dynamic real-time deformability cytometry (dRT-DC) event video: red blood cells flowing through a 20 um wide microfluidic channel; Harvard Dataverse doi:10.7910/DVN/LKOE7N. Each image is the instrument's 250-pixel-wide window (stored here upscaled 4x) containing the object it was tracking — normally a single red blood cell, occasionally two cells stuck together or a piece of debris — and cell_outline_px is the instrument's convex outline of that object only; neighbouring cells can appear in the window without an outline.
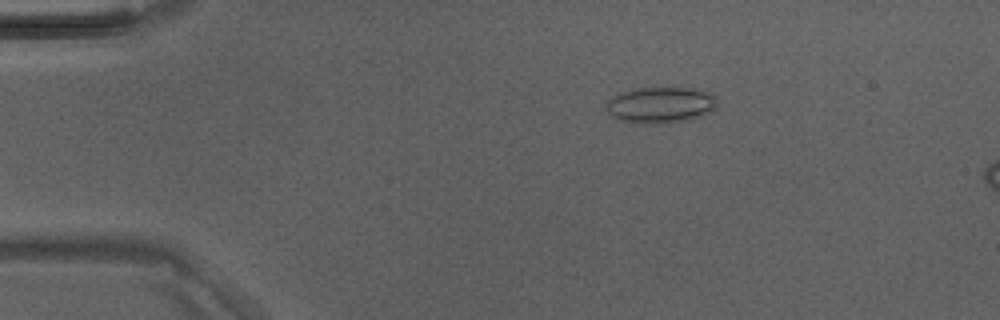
{"species": "Egyptian fruit bat (a non-hibernating species)", "species_latin": "Rousettus aegyptiacus", "temperature_condition": "room temperature", "stored_images_in_passage": 7, "camera_frame_rate_fps": 3000, "um_per_image_px": 0.085, "animal": {"sex": "male"}, "frame": {"image": 1, "passage_image": 2, "time_ms": 0.333, "image_size_px": [1000, 320], "cell_outline_px": [[720, 108], [712, 112], [688, 120], [668, 124], [644, 124], [620, 120], [612, 116], [604, 108], [604, 104], [616, 92], [636, 88], [688, 88], [712, 92], [716, 96]], "centroid_in_image_um": [56.17, 8.93], "position_along_channel_um": 28.8, "area_um2": 24.22}}